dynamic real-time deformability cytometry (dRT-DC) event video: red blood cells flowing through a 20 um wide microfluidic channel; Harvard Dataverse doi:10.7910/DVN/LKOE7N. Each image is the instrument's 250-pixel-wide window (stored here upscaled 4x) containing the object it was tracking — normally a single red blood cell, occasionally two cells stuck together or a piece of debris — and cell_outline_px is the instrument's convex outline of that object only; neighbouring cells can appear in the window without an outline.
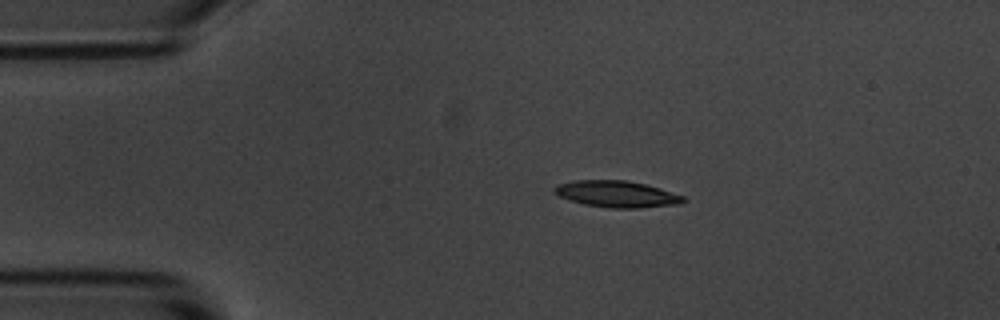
{"species": "common noctule bat (a hibernating species)", "species_latin": "Nyctalus noctula", "temperature_condition": "room temperature", "stored_images_in_passage": 3, "camera_frame_rate_fps": 3000, "um_per_image_px": 0.085, "animal": {"sex": "male", "body_mass_g": 20.1, "forearm_length_mm": 53.5}, "frame": {"image": 1, "passage_image": 1, "time_ms": 0.0, "image_size_px": [1000, 320], "cell_outline_px": [[688, 200], [680, 204], [640, 208], [612, 208], [584, 204], [568, 200], [552, 192], [552, 188], [556, 184], [576, 180], [628, 180], [660, 188], [684, 196]], "centroid_in_image_um": [52.42, 16.49], "position_along_channel_um": 32.6, "area_um2": 20.11}}
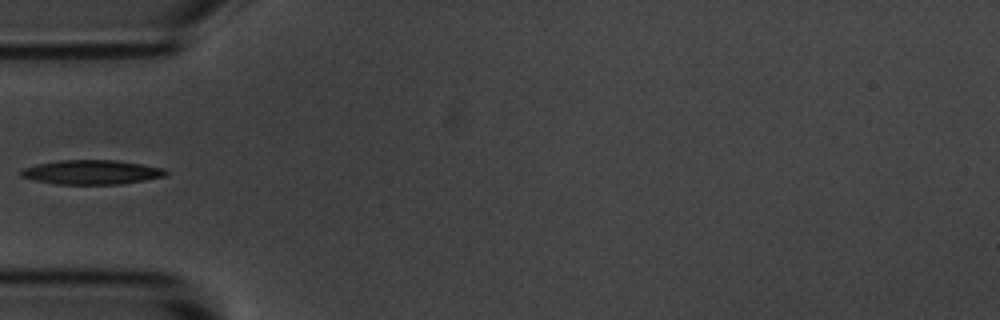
{"frame": {"image": 2, "passage_image": 3, "time_ms": 2.333, "image_size_px": [1000, 320], "cell_outline_px": [[168, 172], [164, 176], [144, 180], [120, 184], [56, 184], [36, 180], [20, 176], [20, 172], [24, 168], [36, 164], [60, 160], [116, 160], [164, 168]], "centroid_in_image_um": [7.78, 14.63], "position_along_channel_um": 77.2, "area_um2": 20.35}}